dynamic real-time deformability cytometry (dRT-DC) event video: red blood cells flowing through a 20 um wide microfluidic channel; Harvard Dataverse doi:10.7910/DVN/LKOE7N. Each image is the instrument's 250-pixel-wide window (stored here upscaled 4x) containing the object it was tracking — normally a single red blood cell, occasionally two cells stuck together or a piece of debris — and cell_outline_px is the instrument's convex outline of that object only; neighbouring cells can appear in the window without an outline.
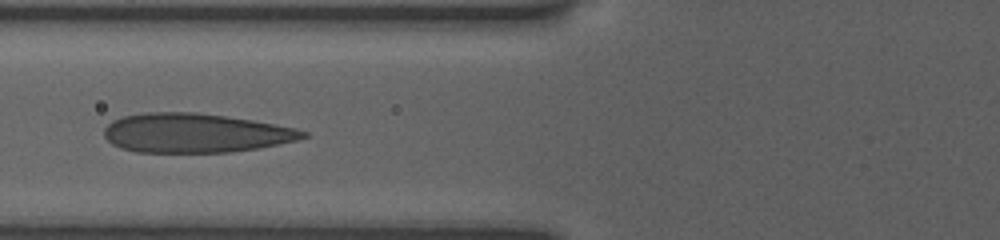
{"species": "human", "species_latin": "Homo sapiens", "temperature_condition": "room temperature", "stored_images_in_passage": 7, "camera_frame_rate_fps": 3000, "um_per_image_px": 0.085, "donor": {"sex": "female"}, "frame": {"image": 1, "passage_image": 6, "time_ms": 3.0, "image_size_px": [1000, 240], "cell_outline_px": [[308, 136], [300, 140], [256, 148], [228, 152], [136, 152], [120, 148], [112, 144], [104, 136], [104, 128], [112, 120], [124, 116], [144, 112], [196, 112], [252, 120], [296, 128], [308, 132]], "centroid_in_image_um": [16.58, 11.3], "position_along_channel_um": 109.2, "area_um2": 45.43}}